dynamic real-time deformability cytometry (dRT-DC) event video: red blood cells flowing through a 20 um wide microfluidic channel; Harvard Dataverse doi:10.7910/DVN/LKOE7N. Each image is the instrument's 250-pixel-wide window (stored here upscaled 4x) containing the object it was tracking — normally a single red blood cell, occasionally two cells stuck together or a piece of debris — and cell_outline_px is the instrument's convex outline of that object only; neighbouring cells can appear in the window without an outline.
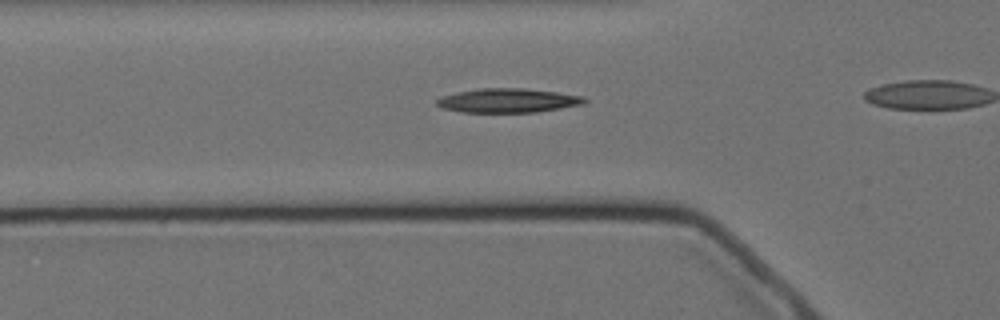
{"species": "Egyptian fruit bat (a non-hibernating species)", "species_latin": "Rousettus aegyptiacus", "temperature_condition": "cold", "stored_images_in_passage": 10, "camera_frame_rate_fps": 3000, "um_per_image_px": 0.085, "animal": {"sex": "female"}, "frame": {"image": 1, "passage_image": 2, "time_ms": 2.0, "image_size_px": [1000, 320], "cell_outline_px": [[588, 100], [584, 104], [536, 112], [460, 112], [444, 108], [436, 104], [436, 100], [440, 96], [456, 92], [480, 88], [524, 88], [556, 92], [584, 96]], "centroid_in_image_um": [43.17, 8.54], "position_along_channel_um": 82.6, "area_um2": 20.81}}